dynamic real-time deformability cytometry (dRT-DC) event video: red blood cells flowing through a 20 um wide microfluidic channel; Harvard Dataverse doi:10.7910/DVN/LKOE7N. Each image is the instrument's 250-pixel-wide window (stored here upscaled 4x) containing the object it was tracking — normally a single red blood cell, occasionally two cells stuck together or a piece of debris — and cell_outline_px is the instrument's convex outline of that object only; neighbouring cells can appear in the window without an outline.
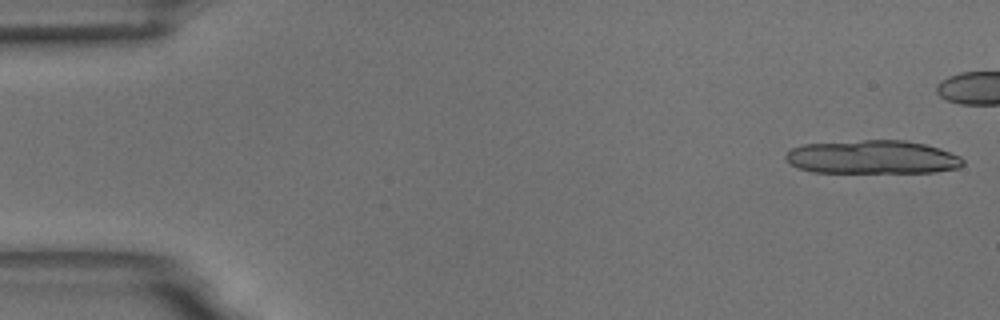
{"species": "common noctule bat (a hibernating species)", "species_latin": "Nyctalus noctula", "temperature_condition": "room temperature", "stored_images_in_passage": 14, "camera_frame_rate_fps": 3000, "um_per_image_px": 0.085, "animal": {"sex": "male", "body_mass_g": 18.8}, "frame": {"image": 1, "passage_image": 1, "time_ms": 0.0, "image_size_px": [1000, 320], "cell_outline_px": [[964, 164], [960, 168], [936, 172], [812, 172], [800, 168], [784, 160], [784, 156], [792, 148], [804, 144], [864, 140], [904, 140], [924, 144], [940, 148], [960, 156], [964, 160]], "centroid_in_image_um": [74.18, 13.36], "position_along_channel_um": 10.8, "area_um2": 34.68}}